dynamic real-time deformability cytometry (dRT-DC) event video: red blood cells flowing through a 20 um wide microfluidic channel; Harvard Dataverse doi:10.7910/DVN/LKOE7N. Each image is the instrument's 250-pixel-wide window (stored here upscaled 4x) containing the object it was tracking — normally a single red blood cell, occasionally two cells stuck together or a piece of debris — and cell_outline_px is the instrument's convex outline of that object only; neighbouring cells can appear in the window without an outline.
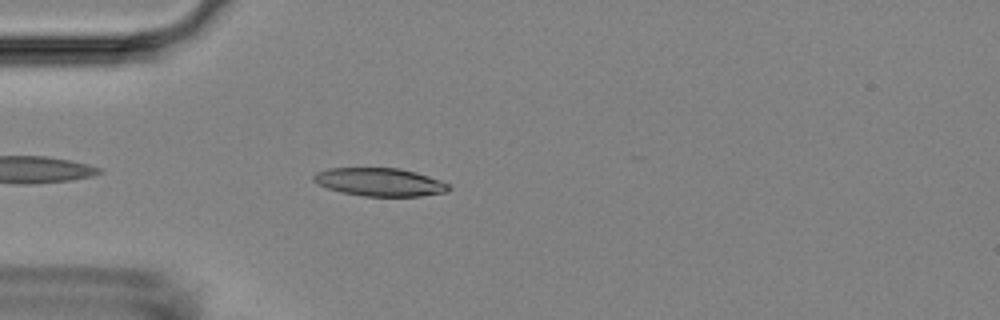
{"species": "Egyptian fruit bat (a non-hibernating species)", "species_latin": "Rousettus aegyptiacus", "temperature_condition": "room temperature", "stored_images_in_passage": 28, "camera_frame_rate_fps": 3000, "um_per_image_px": 0.085, "animal": {"sex": "female"}, "frame": {"image": 1, "passage_image": 4, "time_ms": 1.0, "image_size_px": [1000, 320], "cell_outline_px": [[452, 188], [448, 192], [420, 196], [364, 196], [340, 192], [316, 184], [312, 180], [312, 176], [316, 172], [328, 168], [400, 168], [416, 172], [440, 180], [448, 184]], "centroid_in_image_um": [32.26, 15.47], "position_along_channel_um": 52.7, "area_um2": 22.31}}
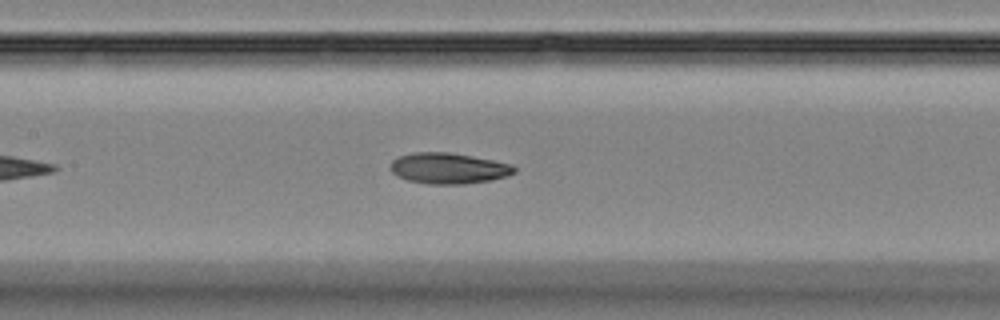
{"frame": {"image": 2, "passage_image": 14, "time_ms": 4.333, "image_size_px": [1000, 320], "cell_outline_px": [[516, 172], [508, 176], [492, 180], [464, 184], [428, 184], [408, 180], [396, 176], [392, 172], [392, 160], [400, 156], [416, 152], [448, 152], [472, 156], [512, 164], [516, 168]], "centroid_in_image_um": [38.16, 14.31], "position_along_channel_um": 169.2, "area_um2": 22.25}}
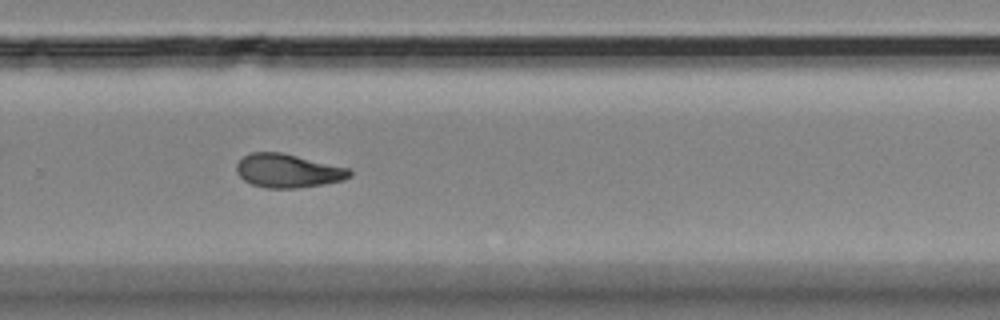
{"frame": {"image": 3, "passage_image": 25, "time_ms": 8.0, "image_size_px": [1000, 320], "cell_outline_px": [[352, 176], [344, 180], [324, 184], [296, 188], [264, 188], [252, 184], [244, 180], [236, 172], [236, 164], [244, 156], [252, 152], [280, 152], [348, 168], [352, 172]], "centroid_in_image_um": [24.46, 14.52], "position_along_channel_um": 305.3, "area_um2": 22.08}}